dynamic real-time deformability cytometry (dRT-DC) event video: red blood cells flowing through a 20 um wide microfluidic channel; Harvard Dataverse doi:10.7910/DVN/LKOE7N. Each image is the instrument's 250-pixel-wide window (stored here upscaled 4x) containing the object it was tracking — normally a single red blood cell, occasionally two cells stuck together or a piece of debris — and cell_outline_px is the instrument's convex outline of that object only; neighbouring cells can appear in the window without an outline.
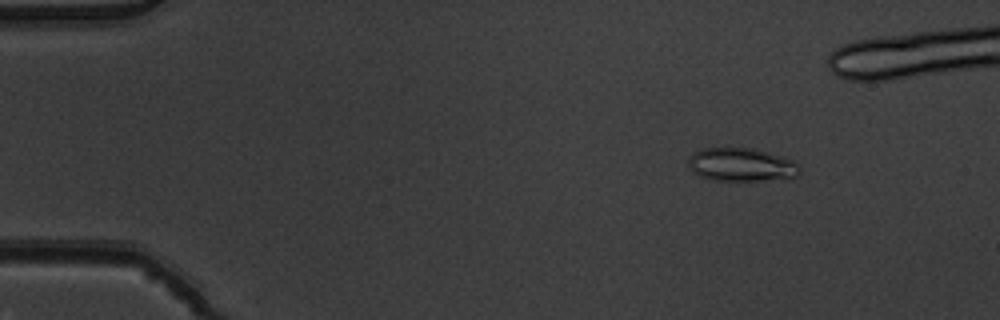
{"species": "common noctule bat (a hibernating species)", "species_latin": "Nyctalus noctula", "temperature_condition": "warm", "stored_images_in_passage": 12, "camera_frame_rate_fps": 3000, "um_per_image_px": 0.085, "animal": {"sex": "male", "body_mass_g": 19.5, "forearm_length_mm": 54.6}, "frame": {"image": 1, "passage_image": 3, "time_ms": 0.667, "image_size_px": [1000, 320], "cell_outline_px": [[800, 172], [796, 176], [760, 180], [712, 180], [700, 176], [692, 172], [688, 168], [688, 160], [696, 152], [704, 148], [756, 148], [784, 156], [792, 160], [800, 168]], "centroid_in_image_um": [63.0, 13.99], "position_along_channel_um": 22.0, "area_um2": 21.5}}
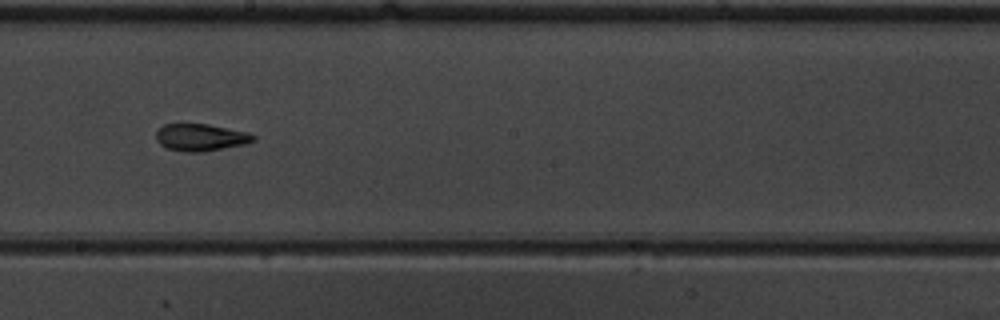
{"frame": {"image": 2, "passage_image": 9, "time_ms": 2.667, "image_size_px": [1000, 320], "cell_outline_px": [[256, 140], [244, 144], [204, 152], [184, 152], [168, 148], [160, 144], [156, 140], [156, 132], [164, 124], [208, 124], [244, 132], [256, 136]], "centroid_in_image_um": [17.03, 11.69], "position_along_channel_um": 231.2, "area_um2": 15.2}}
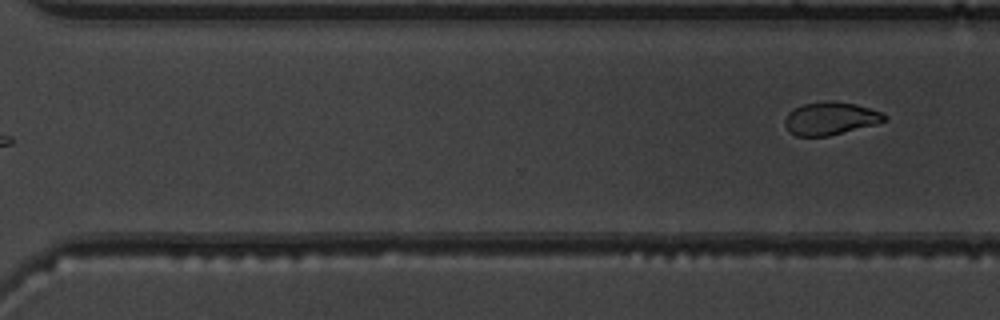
{"frame": {"image": 3, "passage_image": 12, "time_ms": 3.667, "image_size_px": [1000, 320], "cell_outline_px": [[888, 120], [876, 124], [828, 136], [796, 136], [788, 132], [784, 124], [784, 120], [788, 112], [792, 108], [804, 104], [828, 100], [832, 100], [856, 104], [880, 112], [888, 116]], "centroid_in_image_um": [70.55, 10.06], "position_along_channel_um": 300.0, "area_um2": 19.25}}